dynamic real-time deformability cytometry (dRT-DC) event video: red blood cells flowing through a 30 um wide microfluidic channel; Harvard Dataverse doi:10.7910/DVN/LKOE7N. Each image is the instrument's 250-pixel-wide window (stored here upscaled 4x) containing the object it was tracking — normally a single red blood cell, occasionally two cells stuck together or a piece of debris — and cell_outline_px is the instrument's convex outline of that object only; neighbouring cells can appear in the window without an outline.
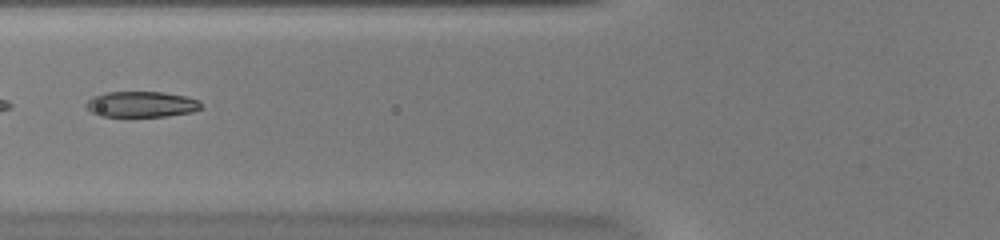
{"species": "common noctule bat (a hibernating species)", "species_latin": "Nyctalus noctula", "temperature_condition": "warm", "stored_images_in_passage": 16, "camera_frame_rate_fps": 3000, "um_per_image_px": 0.085, "animal": {"sex": "female", "body_mass_g": 20.0, "forearm_length_mm": 54.0}, "frame": {"image": 1, "passage_image": 5, "time_ms": 1.333, "image_size_px": [1000, 240], "cell_outline_px": [[200, 108], [192, 112], [168, 116], [100, 116], [92, 112], [84, 104], [92, 96], [104, 92], [164, 92], [184, 96], [200, 100]], "centroid_in_image_um": [12.0, 8.86], "position_along_channel_um": 113.8, "area_um2": 17.22}}